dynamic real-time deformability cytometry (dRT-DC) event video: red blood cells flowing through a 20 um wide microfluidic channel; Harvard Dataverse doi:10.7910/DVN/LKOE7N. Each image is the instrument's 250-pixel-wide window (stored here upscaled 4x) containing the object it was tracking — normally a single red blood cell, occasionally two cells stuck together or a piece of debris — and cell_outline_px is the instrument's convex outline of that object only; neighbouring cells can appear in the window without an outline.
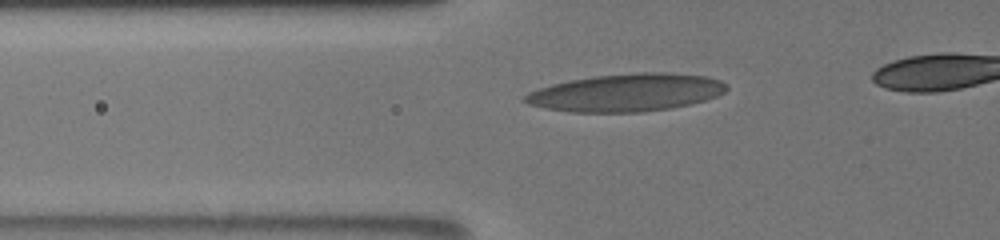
{"species": "human", "species_latin": "Homo sapiens", "temperature_condition": "room temperature", "stored_images_in_passage": 31, "camera_frame_rate_fps": 3000, "um_per_image_px": 0.085, "donor": {"sex": "male"}, "frame": {"image": 1, "passage_image": 2, "time_ms": 0.333, "image_size_px": [1000, 240], "cell_outline_px": [[728, 88], [724, 92], [716, 96], [704, 100], [672, 108], [644, 112], [572, 112], [548, 108], [528, 104], [524, 100], [524, 96], [528, 92], [552, 84], [568, 80], [596, 76], [636, 72], [668, 72], [704, 76], [720, 80], [728, 84]], "centroid_in_image_um": [53.26, 7.86], "position_along_channel_um": 72.5, "area_um2": 44.16}}
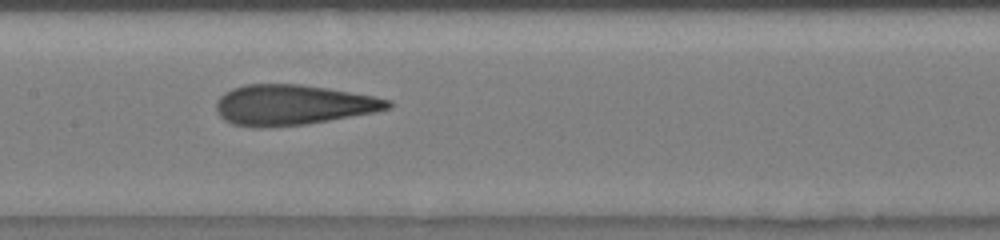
{"frame": {"image": 2, "passage_image": 17, "time_ms": 3.333, "image_size_px": [1000, 240], "cell_outline_px": [[392, 108], [376, 112], [304, 124], [260, 128], [252, 128], [232, 124], [224, 120], [216, 112], [216, 100], [224, 92], [232, 88], [244, 84], [300, 84], [328, 88], [372, 96], [392, 100]], "centroid_in_image_um": [24.85, 8.92], "position_along_channel_um": 182.6, "area_um2": 40.52}}
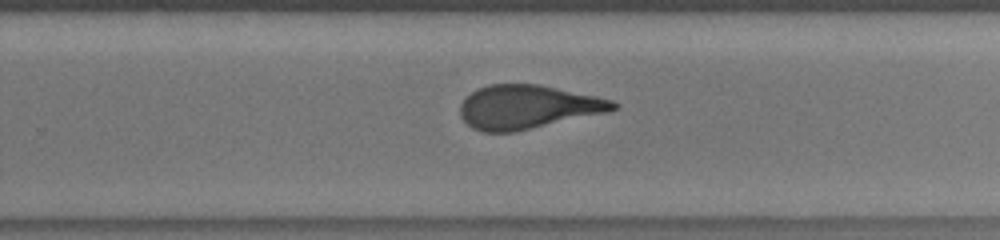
{"frame": {"image": 3, "passage_image": 30, "time_ms": 6.0, "image_size_px": [1000, 240], "cell_outline_px": [[620, 108], [612, 112], [512, 132], [484, 132], [472, 128], [460, 116], [460, 104], [476, 88], [488, 84], [540, 84], [596, 96], [612, 100], [620, 104]], "centroid_in_image_um": [44.9, 9.09], "position_along_channel_um": 284.9, "area_um2": 39.3}}